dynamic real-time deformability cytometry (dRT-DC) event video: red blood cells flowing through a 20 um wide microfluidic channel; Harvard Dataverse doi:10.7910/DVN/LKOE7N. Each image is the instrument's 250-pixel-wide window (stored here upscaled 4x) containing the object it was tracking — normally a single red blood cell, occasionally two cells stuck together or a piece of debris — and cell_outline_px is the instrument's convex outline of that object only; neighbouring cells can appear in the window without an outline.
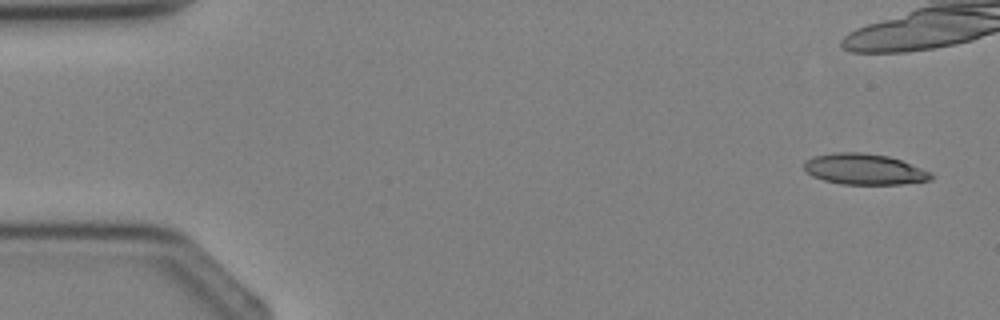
{"species": "Egyptian fruit bat (a non-hibernating species)", "species_latin": "Rousettus aegyptiacus", "temperature_condition": "cold", "stored_images_in_passage": 5, "camera_frame_rate_fps": 3000, "um_per_image_px": 0.085, "animal": {"sex": "female"}, "frame": {"image": 1, "passage_image": 1, "time_ms": 0.0, "image_size_px": [1000, 320], "cell_outline_px": [[932, 180], [900, 184], [840, 184], [824, 180], [812, 176], [804, 168], [804, 160], [812, 156], [836, 152], [860, 152], [888, 156], [900, 160], [932, 172]], "centroid_in_image_um": [73.44, 14.38], "position_along_channel_um": 11.6, "area_um2": 22.83}}
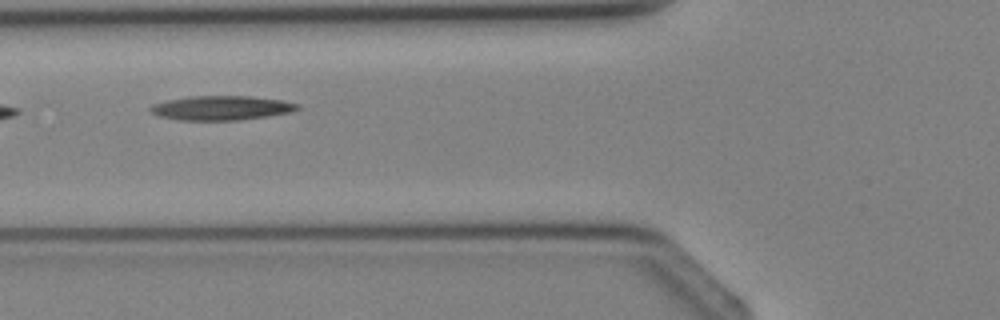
{"frame": {"image": 2, "passage_image": 5, "time_ms": 5.333, "image_size_px": [1000, 320], "cell_outline_px": [[300, 108], [288, 112], [264, 116], [236, 120], [176, 120], [160, 116], [152, 112], [148, 108], [152, 104], [168, 100], [188, 96], [252, 96], [280, 100], [300, 104]], "centroid_in_image_um": [18.77, 9.16], "position_along_channel_um": 107.0, "area_um2": 20.63}}